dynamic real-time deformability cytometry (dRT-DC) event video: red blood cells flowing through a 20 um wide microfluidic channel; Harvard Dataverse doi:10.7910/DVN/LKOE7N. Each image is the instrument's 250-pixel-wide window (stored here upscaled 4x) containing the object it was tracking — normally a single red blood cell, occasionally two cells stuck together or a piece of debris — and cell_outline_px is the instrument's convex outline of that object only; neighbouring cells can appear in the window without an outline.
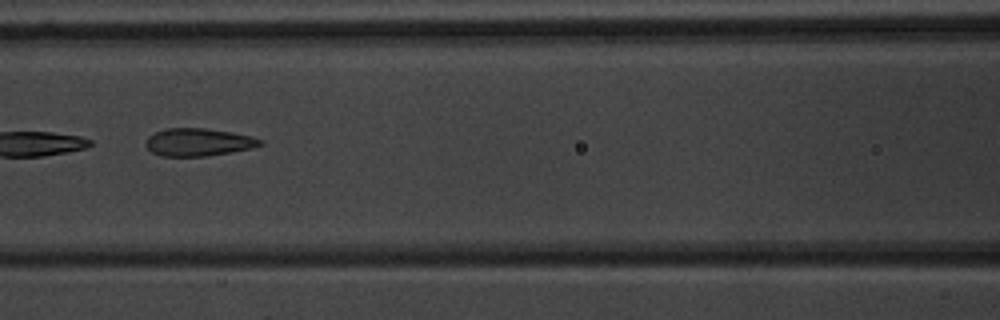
{"species": "common noctule bat (a hibernating species)", "species_latin": "Nyctalus noctula", "temperature_condition": "warm", "stored_images_in_passage": 6, "camera_frame_rate_fps": 3000, "um_per_image_px": 0.085, "animal": {"sex": "male", "body_mass_g": 20.1, "forearm_length_mm": 53.5}, "frame": {"image": 1, "passage_image": 3, "time_ms": 2.333, "image_size_px": [1000, 320], "cell_outline_px": [[264, 144], [252, 148], [232, 152], [208, 156], [160, 156], [152, 152], [144, 144], [148, 136], [156, 132], [168, 128], [204, 128], [232, 132], [252, 136], [264, 140]], "centroid_in_image_um": [16.89, 12.09], "position_along_channel_um": 149.7, "area_um2": 18.61}}
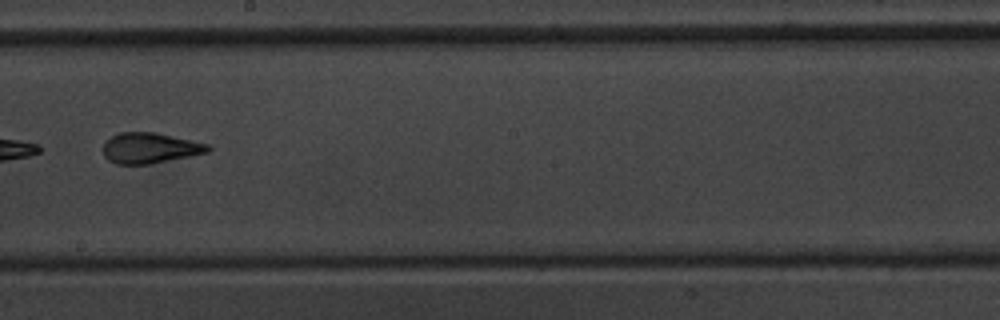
{"frame": {"image": 2, "passage_image": 5, "time_ms": 4.667, "image_size_px": [1000, 320], "cell_outline_px": [[212, 148], [208, 152], [152, 164], [116, 164], [108, 160], [104, 156], [104, 144], [112, 136], [120, 132], [152, 132], [208, 144]], "centroid_in_image_um": [12.73, 12.59], "position_along_channel_um": 235.5, "area_um2": 18.44}}
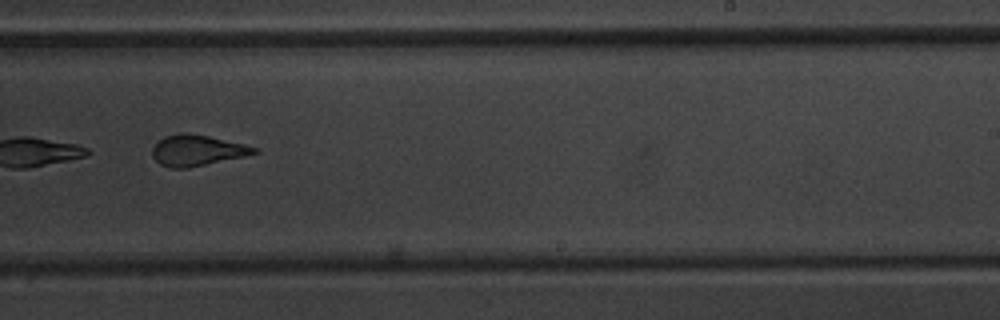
{"frame": {"image": 3, "passage_image": 6, "time_ms": 5.667, "image_size_px": [1000, 320], "cell_outline_px": [[260, 152], [244, 156], [188, 168], [172, 168], [160, 164], [152, 156], [152, 148], [164, 136], [180, 132], [184, 132], [208, 136], [244, 144], [256, 148]], "centroid_in_image_um": [16.73, 12.78], "position_along_channel_um": 272.3, "area_um2": 18.15}}